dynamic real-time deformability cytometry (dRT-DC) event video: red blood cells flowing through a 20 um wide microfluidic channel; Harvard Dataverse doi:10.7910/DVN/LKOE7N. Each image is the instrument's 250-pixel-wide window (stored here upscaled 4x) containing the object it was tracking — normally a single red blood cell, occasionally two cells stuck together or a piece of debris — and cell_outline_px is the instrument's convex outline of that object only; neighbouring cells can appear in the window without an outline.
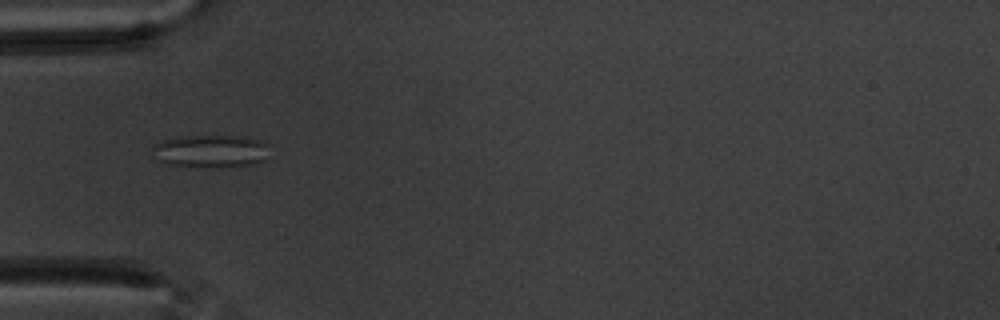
{"species": "common noctule bat (a hibernating species)", "species_latin": "Nyctalus noctula", "temperature_condition": "warm", "stored_images_in_passage": 58, "camera_frame_rate_fps": 3000, "um_per_image_px": 0.085, "animal": {"sex": "male", "body_mass_g": 20.1, "forearm_length_mm": 53.5}, "frame": {"image": 1, "passage_image": 19, "time_ms": 6.0, "image_size_px": [1000, 320], "cell_outline_px": [[268, 144], [264, 160], [252, 164], [232, 168], [220, 168], [168, 164], [160, 160], [148, 148], [152, 144], [176, 136], [248, 136], [260, 140]], "centroid_in_image_um": [17.89, 12.84], "position_along_channel_um": 67.1, "area_um2": 22.66}}
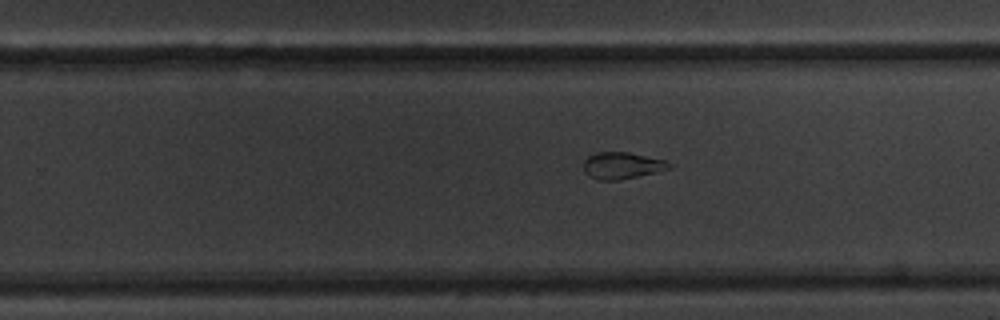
{"frame": {"image": 2, "passage_image": 37, "time_ms": 12.0, "image_size_px": [1000, 320], "cell_outline_px": [[672, 168], [656, 172], [616, 180], [596, 180], [588, 176], [584, 172], [584, 160], [588, 156], [596, 152], [628, 152], [664, 160], [672, 164]], "centroid_in_image_um": [52.84, 14.07], "position_along_channel_um": 277.0, "area_um2": 13.29}}
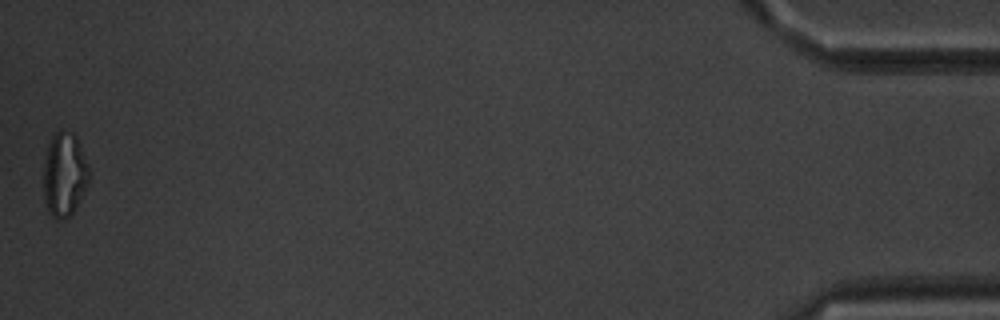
{"frame": {"image": 3, "passage_image": 58, "time_ms": 19.0, "image_size_px": [1000, 320], "cell_outline_px": [[88, 184], [72, 212], [64, 220], [56, 220], [48, 212], [44, 200], [44, 164], [48, 144], [52, 136], [60, 128], [72, 132], [76, 136], [88, 164]], "centroid_in_image_um": [5.46, 14.81], "position_along_channel_um": 429.7, "area_um2": 22.25}, "authors_computed_cell_mechanics": {"area_um2": 19.6809, "velocity_mm_per_s": 3.494, "shape_relaxation_time_tau1_ms": null, "shape_relaxation_time_tau2_ms": 1.8815, "deformation_change_tau1": null, "deformation_change_tau2": 0.0898}}